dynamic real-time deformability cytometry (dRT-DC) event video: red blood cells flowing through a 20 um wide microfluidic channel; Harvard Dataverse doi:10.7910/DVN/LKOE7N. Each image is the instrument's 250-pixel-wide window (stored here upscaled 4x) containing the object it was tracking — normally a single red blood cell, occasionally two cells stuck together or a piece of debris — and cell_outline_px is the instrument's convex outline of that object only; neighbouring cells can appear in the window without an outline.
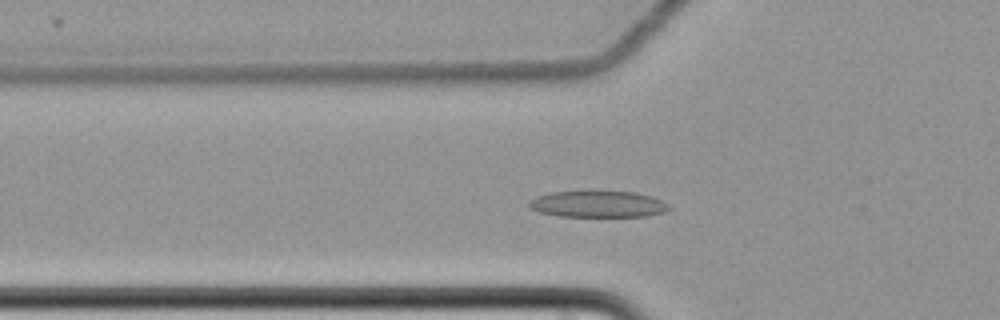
{"species": "common noctule bat (a hibernating species)", "species_latin": "Nyctalus noctula", "temperature_condition": "cold", "stored_images_in_passage": 48, "camera_frame_rate_fps": 3000, "um_per_image_px": 0.085, "animal": {"sex": "female", "body_mass_g": 22.7, "forearm_length_mm": 54.2}, "frame": {"image": 1, "passage_image": 9, "time_ms": 2.667, "image_size_px": [1000, 320], "cell_outline_px": [[672, 208], [664, 212], [648, 216], [556, 216], [540, 212], [532, 208], [528, 204], [536, 196], [552, 192], [636, 192], [652, 196], [668, 204]], "centroid_in_image_um": [50.87, 17.36], "position_along_channel_um": 74.9, "area_um2": 21.27}}
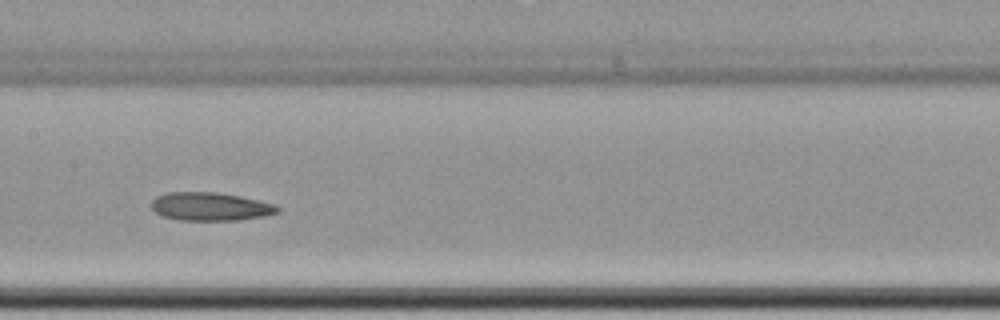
{"frame": {"image": 2, "passage_image": 19, "time_ms": 6.0, "image_size_px": [1000, 320], "cell_outline_px": [[280, 212], [264, 216], [240, 220], [180, 220], [164, 216], [156, 212], [152, 208], [152, 200], [156, 196], [168, 192], [216, 192], [240, 196], [276, 204], [280, 208]], "centroid_in_image_um": [17.92, 17.55], "position_along_channel_um": 189.5, "area_um2": 20.81}}
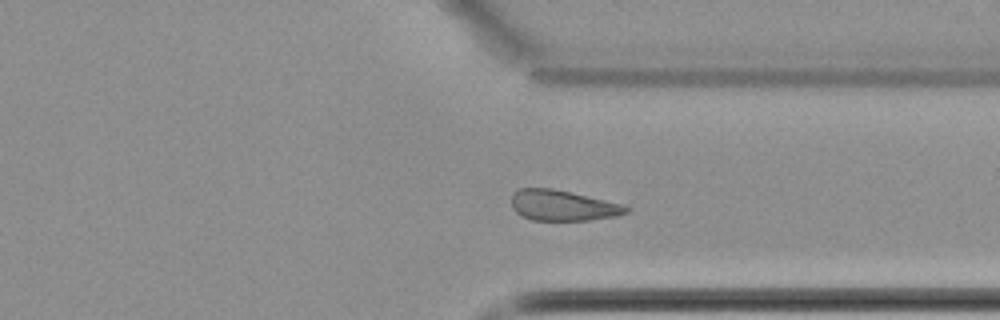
{"frame": {"image": 3, "passage_image": 34, "time_ms": 11.0, "image_size_px": [1000, 320], "cell_outline_px": [[632, 208], [628, 212], [616, 216], [588, 220], [532, 220], [520, 216], [512, 208], [512, 192], [520, 188], [552, 188], [604, 200], [620, 204]], "centroid_in_image_um": [47.79, 17.47], "position_along_channel_um": 363.6, "area_um2": 20.35}, "authors_computed_cell_mechanics": {"area_um2": 21.5594, "velocity_mm_per_s": 3.47, "shape_relaxation_time_tau1_ms": 8.5546, "shape_relaxation_time_tau2_ms": null, "deformation_change_tau1": 0.1431, "deformation_change_tau2": null}}